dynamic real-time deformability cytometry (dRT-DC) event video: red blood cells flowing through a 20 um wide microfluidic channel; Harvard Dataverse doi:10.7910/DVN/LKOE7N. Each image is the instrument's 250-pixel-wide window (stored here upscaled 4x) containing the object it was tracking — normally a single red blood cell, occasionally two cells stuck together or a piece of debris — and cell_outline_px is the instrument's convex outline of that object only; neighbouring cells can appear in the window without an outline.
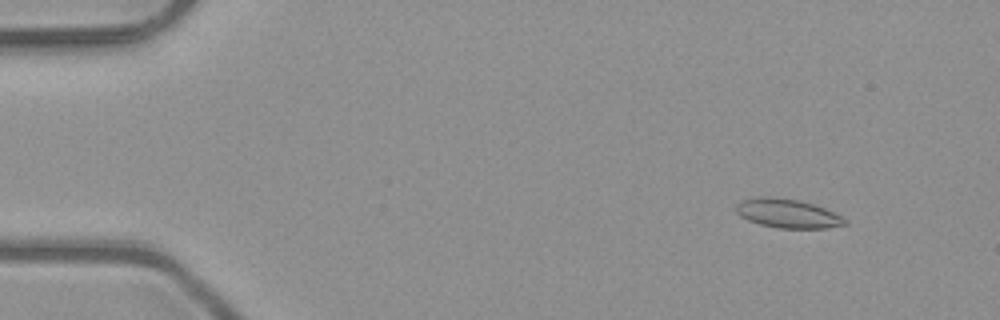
{"species": "common noctule bat (a hibernating species)", "species_latin": "Nyctalus noctula", "temperature_condition": "room temperature", "stored_images_in_passage": 5, "camera_frame_rate_fps": 3000, "um_per_image_px": 0.085, "animal": {"sex": "male", "body_mass_g": 23.1, "forearm_length_mm": 52.7}, "frame": {"image": 1, "passage_image": 2, "time_ms": 0.333, "image_size_px": [1000, 320], "cell_outline_px": [[848, 224], [828, 228], [780, 228], [760, 224], [748, 220], [740, 216], [736, 212], [736, 204], [740, 200], [764, 196], [768, 196], [800, 200], [824, 208], [848, 220]], "centroid_in_image_um": [66.93, 18.14], "position_along_channel_um": 18.1, "area_um2": 18.32}}
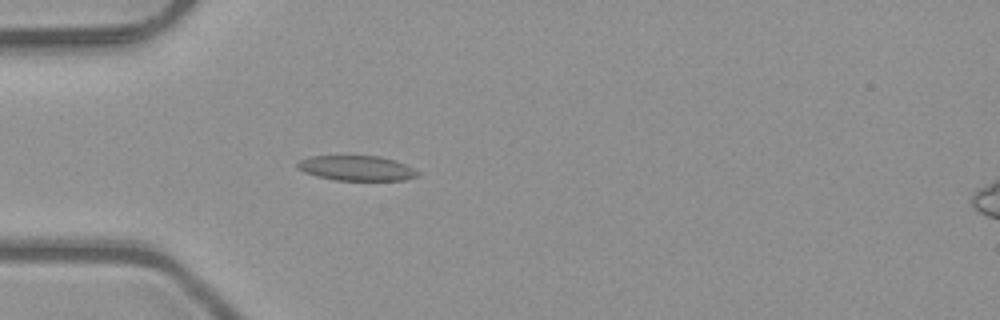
{"frame": {"image": 2, "passage_image": 5, "time_ms": 1.333, "image_size_px": [1000, 320], "cell_outline_px": [[420, 176], [404, 180], [336, 180], [316, 176], [304, 172], [296, 168], [296, 164], [300, 160], [312, 156], [380, 156], [396, 160], [420, 172]], "centroid_in_image_um": [30.32, 14.29], "position_along_channel_um": 54.7, "area_um2": 17.57}}